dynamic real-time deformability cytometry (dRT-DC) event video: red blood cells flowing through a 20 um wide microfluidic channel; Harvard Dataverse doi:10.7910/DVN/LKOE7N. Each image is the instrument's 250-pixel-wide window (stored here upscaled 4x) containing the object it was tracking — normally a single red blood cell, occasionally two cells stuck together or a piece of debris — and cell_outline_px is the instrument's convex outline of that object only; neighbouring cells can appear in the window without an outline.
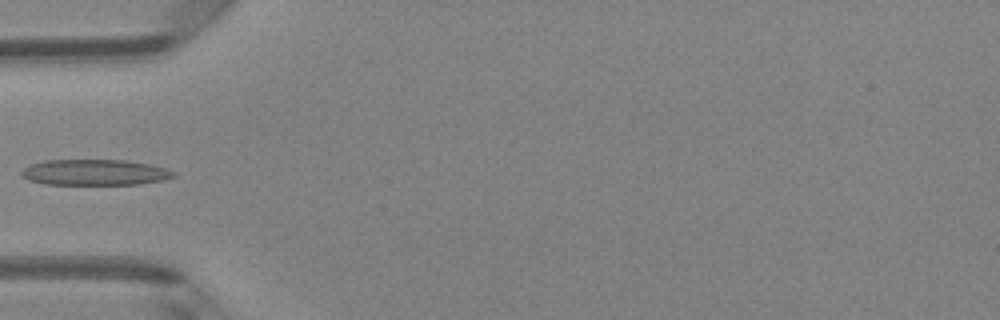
{"species": "Egyptian fruit bat (a non-hibernating species)", "species_latin": "Rousettus aegyptiacus", "temperature_condition": "room temperature", "stored_images_in_passage": 6, "camera_frame_rate_fps": 3000, "um_per_image_px": 0.085, "animal": {"sex": "female"}, "frame": {"image": 1, "passage_image": 4, "time_ms": 3.667, "image_size_px": [1000, 320], "cell_outline_px": [[176, 176], [164, 180], [140, 184], [44, 184], [28, 180], [20, 172], [28, 164], [44, 160], [124, 160], [148, 164], [164, 168], [176, 172]], "centroid_in_image_um": [8.04, 14.65], "position_along_channel_um": 77.0, "area_um2": 22.89}}
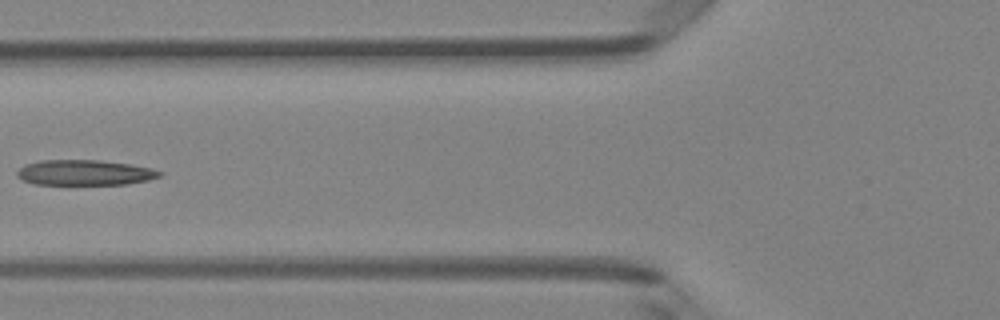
{"frame": {"image": 2, "passage_image": 5, "time_ms": 4.667, "image_size_px": [1000, 320], "cell_outline_px": [[164, 176], [148, 180], [128, 184], [36, 184], [24, 180], [16, 176], [16, 172], [24, 164], [40, 160], [100, 160], [132, 164], [152, 168], [164, 172]], "centroid_in_image_um": [7.25, 14.66], "position_along_channel_um": 118.5, "area_um2": 21.27}}
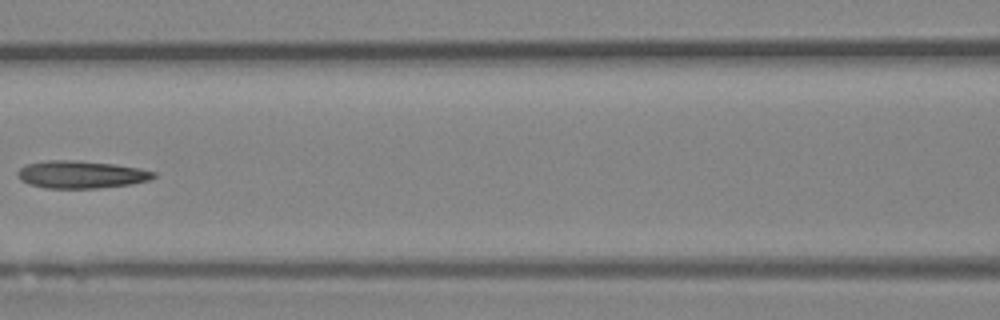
{"frame": {"image": 3, "passage_image": 6, "time_ms": 5.667, "image_size_px": [1000, 320], "cell_outline_px": [[156, 176], [148, 180], [128, 184], [96, 188], [44, 188], [28, 184], [20, 180], [16, 172], [20, 168], [28, 164], [48, 160], [76, 160], [116, 164], [140, 168], [156, 172]], "centroid_in_image_um": [6.87, 14.83], "position_along_channel_um": 159.7, "area_um2": 21.79}}